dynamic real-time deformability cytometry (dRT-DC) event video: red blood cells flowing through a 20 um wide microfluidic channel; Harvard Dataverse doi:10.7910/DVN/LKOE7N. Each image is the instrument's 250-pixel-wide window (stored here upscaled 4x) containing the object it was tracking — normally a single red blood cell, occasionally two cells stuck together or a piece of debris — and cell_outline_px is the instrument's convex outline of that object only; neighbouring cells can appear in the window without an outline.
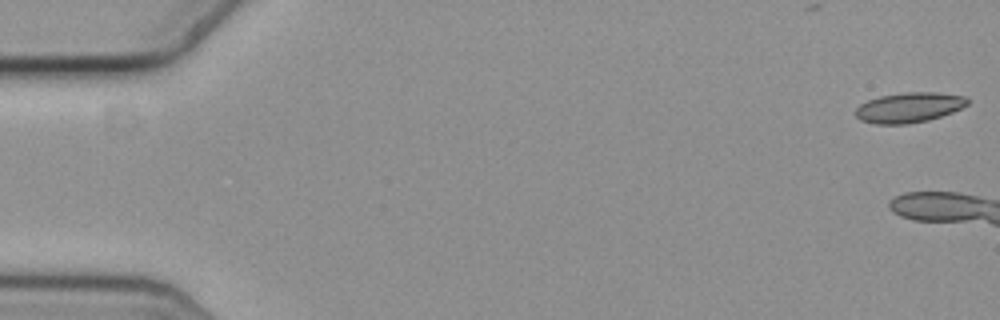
{"species": "common noctule bat (a hibernating species)", "species_latin": "Nyctalus noctula", "temperature_condition": "cold", "stored_images_in_passage": 11, "camera_frame_rate_fps": 3000, "um_per_image_px": 0.085, "animal": {"sex": "female", "body_mass_g": 19.3, "forearm_length_mm": 54.1}, "frame": {"image": 1, "passage_image": 1, "time_ms": 0.0, "image_size_px": [1000, 320], "cell_outline_px": [[968, 104], [952, 112], [928, 120], [908, 124], [876, 124], [860, 120], [856, 116], [856, 108], [860, 104], [868, 100], [880, 96], [904, 92], [936, 92], [964, 96], [968, 100]], "centroid_in_image_um": [77.25, 9.13], "position_along_channel_um": 7.8, "area_um2": 19.54}}